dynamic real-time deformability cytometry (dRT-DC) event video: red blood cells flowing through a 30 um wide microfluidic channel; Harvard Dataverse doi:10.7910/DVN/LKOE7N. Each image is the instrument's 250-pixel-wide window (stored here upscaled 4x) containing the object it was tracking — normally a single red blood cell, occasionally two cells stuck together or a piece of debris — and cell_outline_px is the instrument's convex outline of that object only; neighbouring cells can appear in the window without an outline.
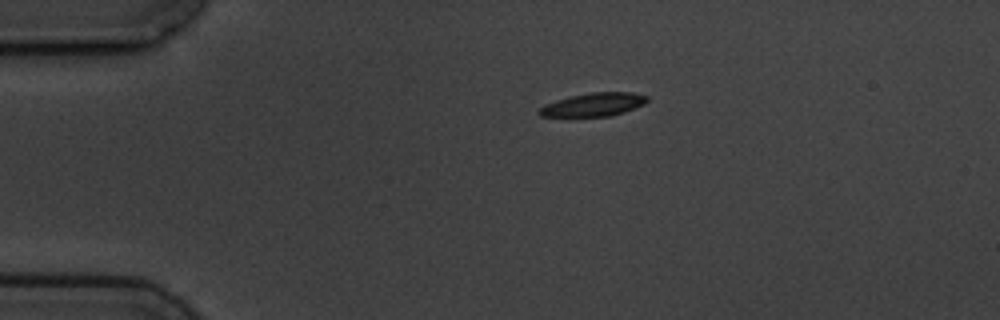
{"species": "common noctule bat (a hibernating species)", "species_latin": "Nyctalus noctula", "temperature_condition": "cold", "stored_images_in_passage": 5, "camera_frame_rate_fps": 3000, "um_per_image_px": 0.085, "animal": {"sex": "male", "body_mass_g": 19.5, "forearm_length_mm": 54.6}, "frame": {"image": 1, "passage_image": 1, "time_ms": 0.0, "image_size_px": [1000, 320], "cell_outline_px": [[648, 100], [644, 104], [624, 112], [612, 116], [540, 116], [536, 112], [544, 104], [568, 96], [592, 92], [632, 92], [648, 96]], "centroid_in_image_um": [50.44, 8.88], "position_along_channel_um": 34.6, "area_um2": 14.74}}
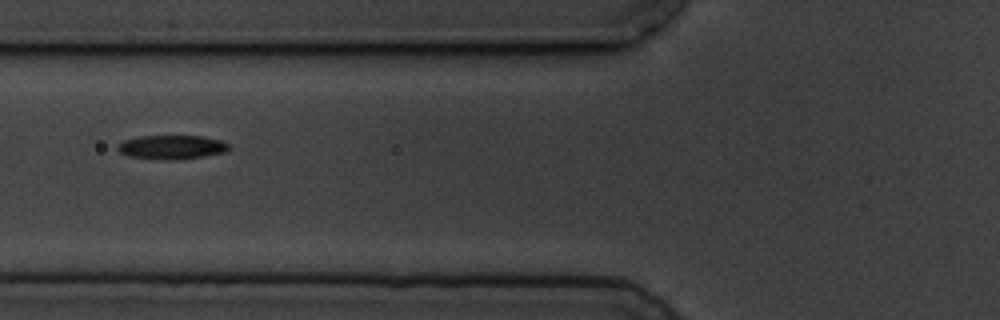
{"frame": {"image": 2, "passage_image": 4, "time_ms": 3.333, "image_size_px": [1000, 320], "cell_outline_px": [[232, 148], [224, 152], [204, 156], [128, 156], [120, 152], [116, 148], [116, 144], [124, 140], [140, 136], [204, 136], [220, 140], [228, 144]], "centroid_in_image_um": [14.61, 12.43], "position_along_channel_um": 111.2, "area_um2": 14.39}}
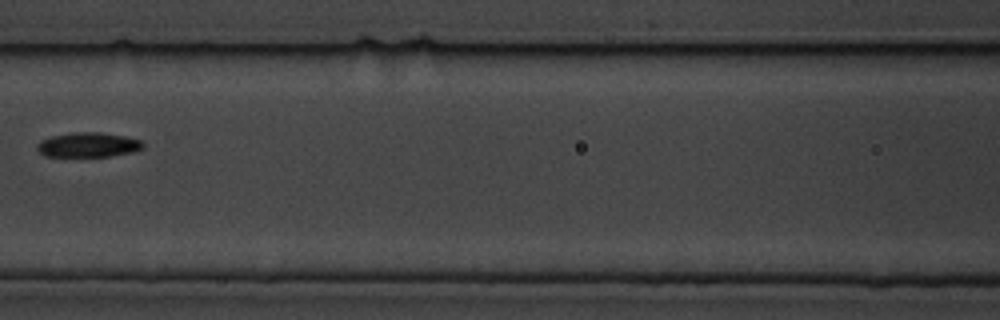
{"frame": {"image": 3, "passage_image": 5, "time_ms": 4.667, "image_size_px": [1000, 320], "cell_outline_px": [[144, 148], [136, 152], [108, 156], [44, 156], [36, 148], [36, 144], [40, 140], [52, 136], [72, 132], [100, 132], [124, 136], [140, 140], [144, 144]], "centroid_in_image_um": [7.5, 12.31], "position_along_channel_um": 159.1, "area_um2": 15.32}}